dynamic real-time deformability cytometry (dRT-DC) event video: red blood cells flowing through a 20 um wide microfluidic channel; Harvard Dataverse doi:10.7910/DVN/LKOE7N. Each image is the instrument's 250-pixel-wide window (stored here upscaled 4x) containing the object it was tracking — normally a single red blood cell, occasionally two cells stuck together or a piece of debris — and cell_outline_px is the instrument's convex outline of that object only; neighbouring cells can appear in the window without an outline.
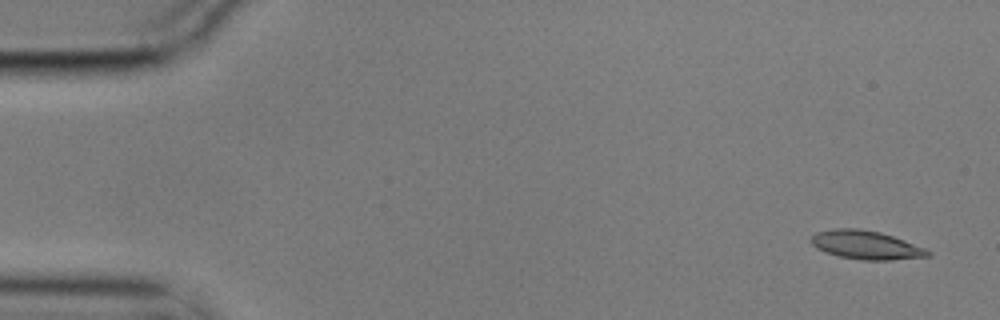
{"species": "common noctule bat (a hibernating species)", "species_latin": "Nyctalus noctula", "temperature_condition": "cold", "stored_images_in_passage": 6, "camera_frame_rate_fps": 3000, "um_per_image_px": 0.085, "animal": {"sex": "male", "body_mass_g": 17.9}, "frame": {"image": 1, "passage_image": 1, "time_ms": 0.0, "image_size_px": [1000, 320], "cell_outline_px": [[932, 252], [928, 256], [892, 260], [864, 260], [840, 256], [824, 252], [816, 248], [808, 240], [816, 232], [836, 228], [860, 228], [880, 232], [904, 240], [924, 248]], "centroid_in_image_um": [73.57, 20.81], "position_along_channel_um": 11.4, "area_um2": 19.42}}
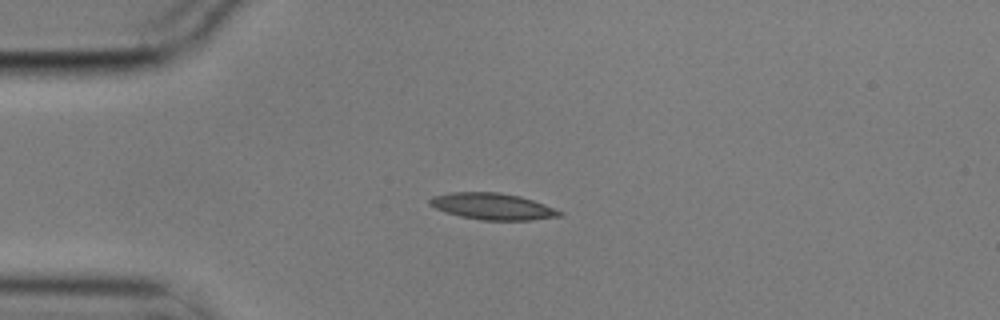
{"frame": {"image": 2, "passage_image": 4, "time_ms": 1.0, "image_size_px": [1000, 320], "cell_outline_px": [[564, 216], [532, 220], [480, 220], [460, 216], [444, 212], [428, 204], [428, 200], [432, 196], [452, 192], [496, 192], [520, 196], [544, 204], [564, 212]], "centroid_in_image_um": [41.87, 17.55], "position_along_channel_um": 43.1, "area_um2": 20.17}}
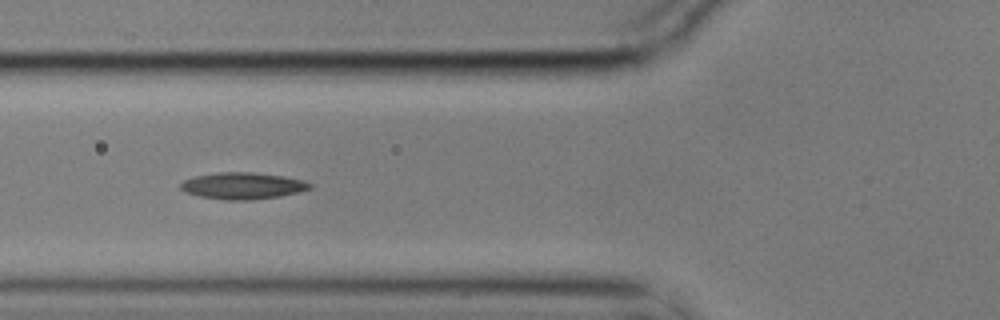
{"frame": {"image": 3, "passage_image": 6, "time_ms": 1.667, "image_size_px": [1000, 320], "cell_outline_px": [[312, 188], [300, 192], [280, 196], [252, 200], [228, 200], [200, 196], [184, 192], [180, 188], [180, 184], [184, 180], [196, 176], [220, 172], [252, 172], [284, 176], [304, 180], [312, 184]], "centroid_in_image_um": [20.66, 15.79], "position_along_channel_um": 105.1, "area_um2": 20.11}}